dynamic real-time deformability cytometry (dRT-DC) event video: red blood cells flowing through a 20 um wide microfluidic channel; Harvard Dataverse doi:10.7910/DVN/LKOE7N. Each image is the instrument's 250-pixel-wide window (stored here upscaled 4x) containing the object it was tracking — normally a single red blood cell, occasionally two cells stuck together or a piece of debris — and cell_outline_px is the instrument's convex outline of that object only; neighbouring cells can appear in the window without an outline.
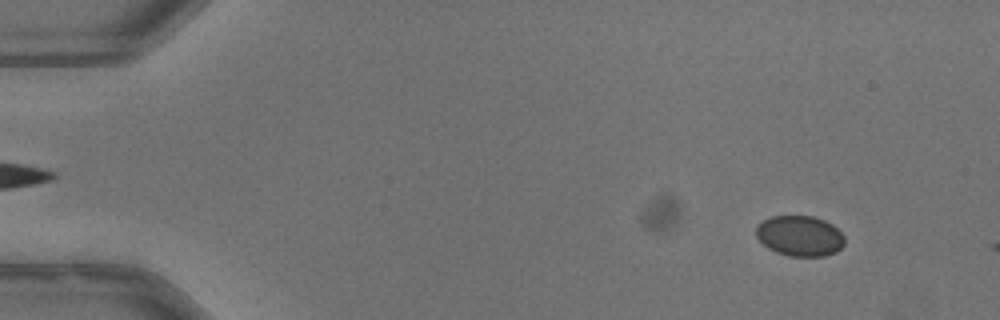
{"species": "common noctule bat (a hibernating species)", "species_latin": "Nyctalus noctula", "temperature_condition": "warm", "stored_images_in_passage": 7, "camera_frame_rate_fps": 3000, "um_per_image_px": 0.085, "animal": {"sex": "male", "body_mass_g": 13.3}, "frame": {"image": 1, "passage_image": 5, "time_ms": 1.333, "image_size_px": [1000, 320], "cell_outline_px": [[844, 244], [836, 252], [824, 256], [788, 256], [776, 252], [768, 248], [756, 236], [756, 224], [772, 216], [812, 216], [824, 220], [832, 224], [844, 236]], "centroid_in_image_um": [67.97, 20.05], "position_along_channel_um": 17.0, "area_um2": 20.87}}